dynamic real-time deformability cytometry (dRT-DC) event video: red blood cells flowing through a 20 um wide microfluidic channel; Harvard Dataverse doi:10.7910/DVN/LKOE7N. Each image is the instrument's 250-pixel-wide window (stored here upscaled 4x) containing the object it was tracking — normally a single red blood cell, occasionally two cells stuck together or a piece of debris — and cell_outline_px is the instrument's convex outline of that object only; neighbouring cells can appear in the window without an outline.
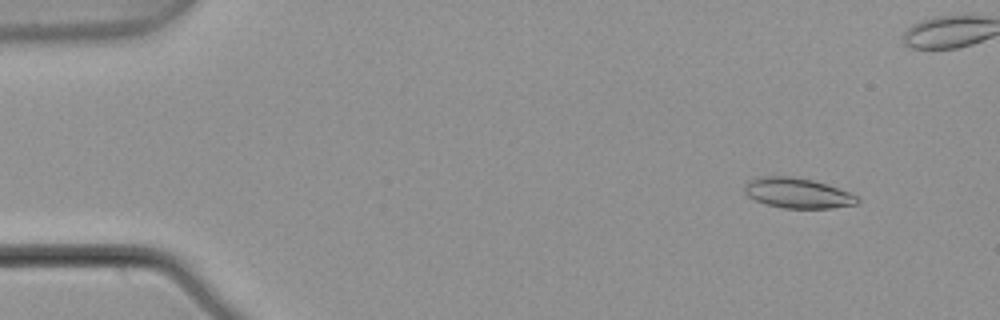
{"species": "common noctule bat (a hibernating species)", "species_latin": "Nyctalus noctula", "temperature_condition": "warm", "stored_images_in_passage": 6, "camera_frame_rate_fps": 3000, "um_per_image_px": 0.085, "animal": {"sex": "male", "body_mass_g": 21.5, "forearm_length_mm": 52.0}, "frame": {"image": 1, "passage_image": 2, "time_ms": 0.333, "image_size_px": [1000, 320], "cell_outline_px": [[860, 200], [856, 204], [832, 208], [784, 208], [768, 204], [756, 200], [748, 196], [744, 192], [744, 184], [756, 176], [792, 176], [812, 180], [848, 192], [856, 196]], "centroid_in_image_um": [67.74, 16.4], "position_along_channel_um": 17.3, "area_um2": 19.65}}